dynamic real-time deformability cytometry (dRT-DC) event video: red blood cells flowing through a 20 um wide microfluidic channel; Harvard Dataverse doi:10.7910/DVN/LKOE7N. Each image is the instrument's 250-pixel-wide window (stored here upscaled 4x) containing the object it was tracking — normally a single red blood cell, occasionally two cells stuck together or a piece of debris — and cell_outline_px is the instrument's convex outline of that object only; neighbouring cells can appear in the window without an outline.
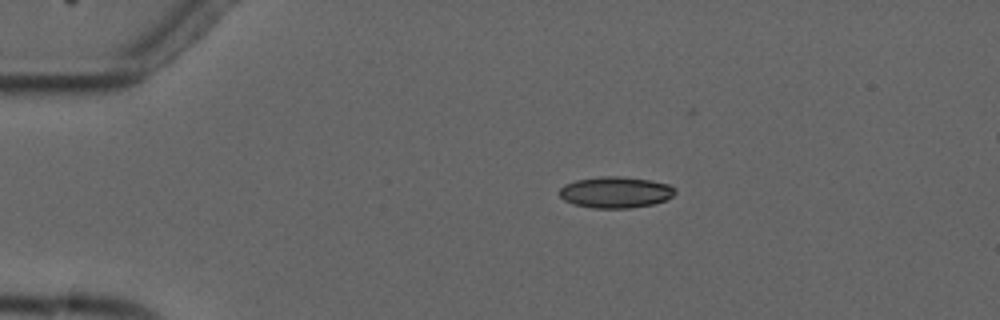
{"species": "common noctule bat (a hibernating species)", "species_latin": "Nyctalus noctula", "temperature_condition": "cold", "stored_images_in_passage": 4, "camera_frame_rate_fps": 3000, "um_per_image_px": 0.085, "animal": {"sex": "male", "forearm_length_mm": 52.5}, "frame": {"image": 1, "passage_image": 3, "time_ms": 2.667, "image_size_px": [1000, 320], "cell_outline_px": [[676, 192], [672, 196], [664, 200], [652, 204], [628, 208], [592, 208], [572, 204], [564, 200], [560, 196], [560, 188], [564, 184], [576, 180], [600, 176], [620, 176], [648, 180], [668, 184], [676, 188]], "centroid_in_image_um": [52.29, 16.34], "position_along_channel_um": 32.7, "area_um2": 21.04}}